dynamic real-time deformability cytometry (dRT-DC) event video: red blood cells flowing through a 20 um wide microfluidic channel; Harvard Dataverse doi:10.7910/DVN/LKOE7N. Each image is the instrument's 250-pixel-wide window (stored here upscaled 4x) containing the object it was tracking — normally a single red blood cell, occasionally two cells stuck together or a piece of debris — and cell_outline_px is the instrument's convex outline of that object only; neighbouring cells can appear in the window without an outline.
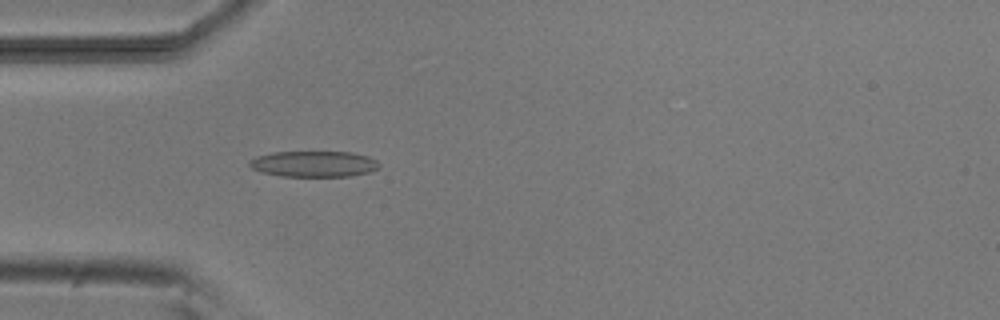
{"species": "common noctule bat (a hibernating species)", "species_latin": "Nyctalus noctula", "temperature_condition": "room temperature", "stored_images_in_passage": 4, "camera_frame_rate_fps": 3000, "um_per_image_px": 0.085, "animal": {"sex": "male", "body_mass_g": 20.5, "forearm_length_mm": 52.5}, "frame": {"image": 1, "passage_image": 4, "time_ms": 3.333, "image_size_px": [1000, 320], "cell_outline_px": [[380, 164], [376, 168], [368, 172], [352, 176], [280, 176], [260, 172], [252, 168], [248, 164], [248, 160], [256, 156], [272, 152], [352, 152], [368, 156], [376, 160]], "centroid_in_image_um": [26.63, 13.93], "position_along_channel_um": 58.4, "area_um2": 19.65}}